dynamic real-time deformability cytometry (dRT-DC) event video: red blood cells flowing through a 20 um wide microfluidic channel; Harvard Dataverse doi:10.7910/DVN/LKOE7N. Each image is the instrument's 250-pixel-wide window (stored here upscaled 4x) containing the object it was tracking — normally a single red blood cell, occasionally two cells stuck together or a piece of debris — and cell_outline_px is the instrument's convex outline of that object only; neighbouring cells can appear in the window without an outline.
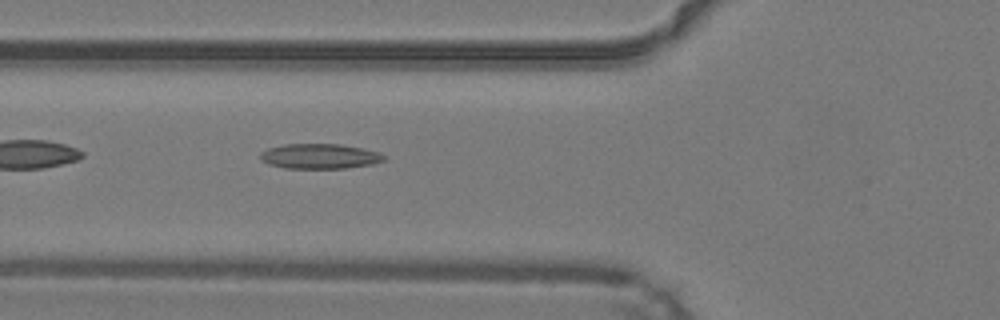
{"species": "common noctule bat (a hibernating species)", "species_latin": "Nyctalus noctula", "temperature_condition": "warm", "stored_images_in_passage": 43, "camera_frame_rate_fps": 3000, "um_per_image_px": 0.085, "animal": {"sex": "male", "body_mass_g": 19.2, "forearm_length_mm": 51.8}, "frame": {"image": 1, "passage_image": 13, "time_ms": 4.0, "image_size_px": [1000, 320], "cell_outline_px": [[388, 160], [372, 164], [348, 168], [284, 168], [268, 164], [260, 160], [260, 152], [268, 148], [284, 144], [340, 144], [380, 152], [388, 156]], "centroid_in_image_um": [27.2, 13.28], "position_along_channel_um": 98.6, "area_um2": 18.26}}
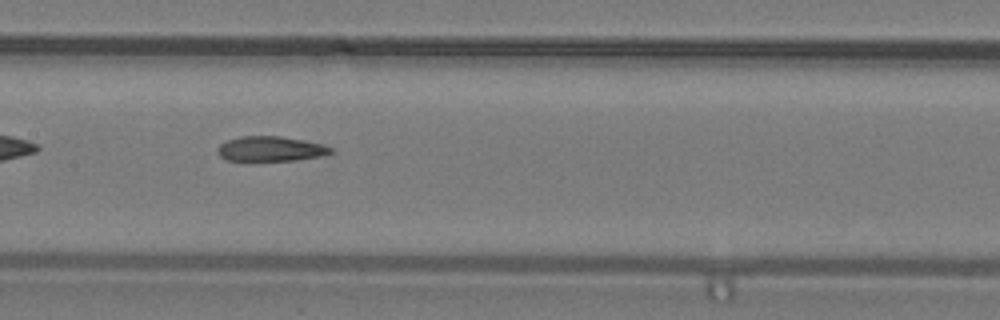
{"frame": {"image": 2, "passage_image": 19, "time_ms": 6.0, "image_size_px": [1000, 320], "cell_outline_px": [[332, 152], [320, 156], [296, 160], [224, 160], [216, 152], [216, 148], [220, 144], [228, 140], [240, 136], [280, 136], [320, 144], [332, 148]], "centroid_in_image_um": [22.92, 12.65], "position_along_channel_um": 184.5, "area_um2": 16.18}}
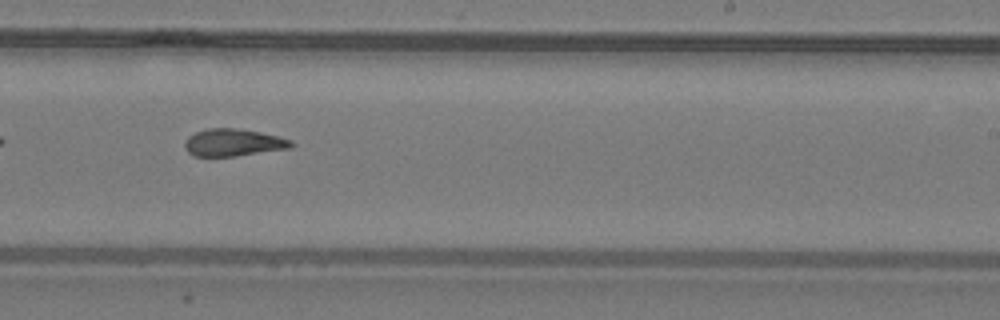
{"frame": {"image": 3, "passage_image": 25, "time_ms": 8.0, "image_size_px": [1000, 320], "cell_outline_px": [[292, 148], [236, 156], [192, 156], [184, 148], [184, 140], [188, 136], [196, 132], [208, 128], [236, 128], [260, 132], [292, 140]], "centroid_in_image_um": [19.79, 12.12], "position_along_channel_um": 269.2, "area_um2": 16.99}, "authors_computed_cell_mechanics": {"area_um2": 17.3978, "velocity_mm_per_s": 4.2592, "shape_relaxation_time_tau1_ms": null, "shape_relaxation_time_tau2_ms": 4.6977, "deformation_change_tau1": null, "deformation_change_tau2": 0.1188}}